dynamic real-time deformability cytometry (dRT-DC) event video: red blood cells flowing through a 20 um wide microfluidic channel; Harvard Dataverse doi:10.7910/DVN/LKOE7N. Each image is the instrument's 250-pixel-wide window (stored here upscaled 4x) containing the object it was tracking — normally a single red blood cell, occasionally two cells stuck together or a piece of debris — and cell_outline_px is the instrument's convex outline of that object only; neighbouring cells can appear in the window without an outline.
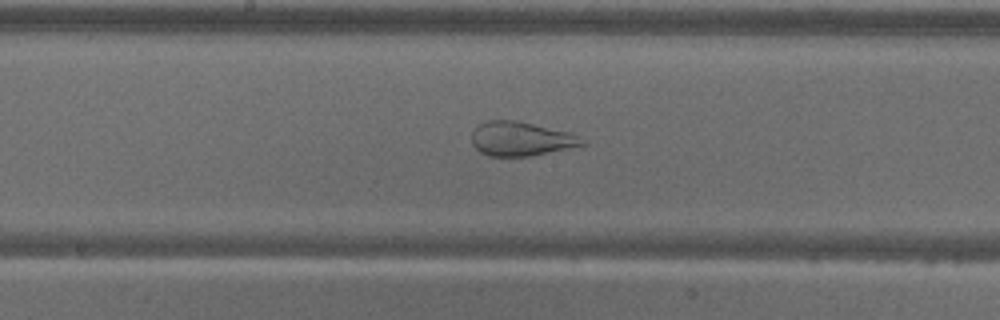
{"species": "common noctule bat (a hibernating species)", "species_latin": "Nyctalus noctula", "temperature_condition": "warm", "stored_images_in_passage": 57, "camera_frame_rate_fps": 3000, "um_per_image_px": 0.085, "animal": {"sex": "male", "body_mass_g": 18.8}, "frame": {"image": 1, "passage_image": 30, "time_ms": 9.667, "image_size_px": [1000, 320], "cell_outline_px": [[588, 144], [532, 156], [488, 156], [480, 152], [472, 144], [472, 132], [480, 124], [488, 120], [516, 120], [572, 132]], "centroid_in_image_um": [44.29, 11.8], "position_along_channel_um": 203.9, "area_um2": 22.08}}
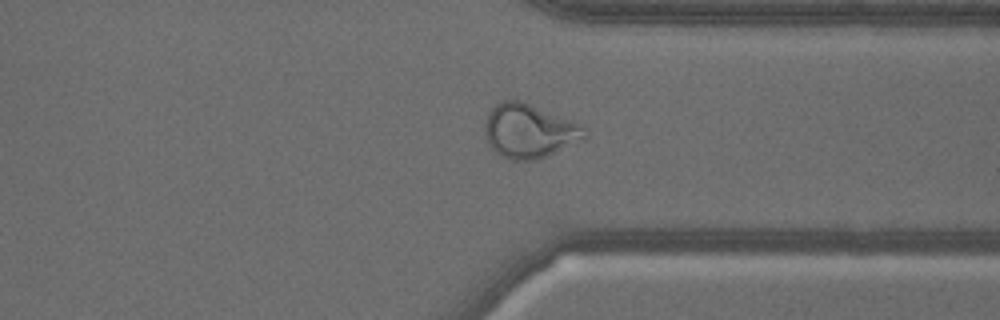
{"frame": {"image": 2, "passage_image": 44, "time_ms": 14.333, "image_size_px": [1000, 320], "cell_outline_px": [[588, 136], [584, 140], [536, 160], [512, 160], [504, 156], [492, 148], [484, 132], [484, 124], [488, 112], [496, 104], [504, 100], [520, 100], [584, 124], [588, 128]], "centroid_in_image_um": [45.05, 11.11], "position_along_channel_um": 366.4, "area_um2": 31.62}}
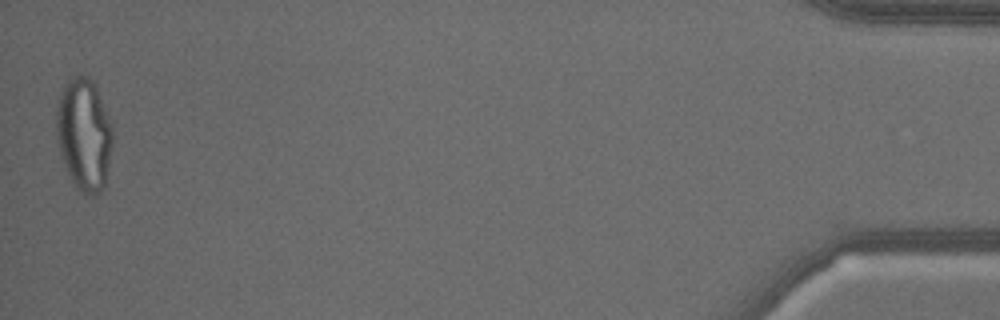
{"frame": {"image": 3, "passage_image": 57, "time_ms": 18.667, "image_size_px": [1000, 320], "cell_outline_px": [[112, 144], [104, 184], [100, 192], [96, 196], [88, 196], [80, 192], [76, 188], [60, 156], [56, 140], [56, 108], [60, 92], [64, 84], [72, 76], [80, 72], [88, 76], [96, 84], [108, 116], [112, 128]], "centroid_in_image_um": [7.11, 11.38], "position_along_channel_um": 428.1, "area_um2": 37.28}}